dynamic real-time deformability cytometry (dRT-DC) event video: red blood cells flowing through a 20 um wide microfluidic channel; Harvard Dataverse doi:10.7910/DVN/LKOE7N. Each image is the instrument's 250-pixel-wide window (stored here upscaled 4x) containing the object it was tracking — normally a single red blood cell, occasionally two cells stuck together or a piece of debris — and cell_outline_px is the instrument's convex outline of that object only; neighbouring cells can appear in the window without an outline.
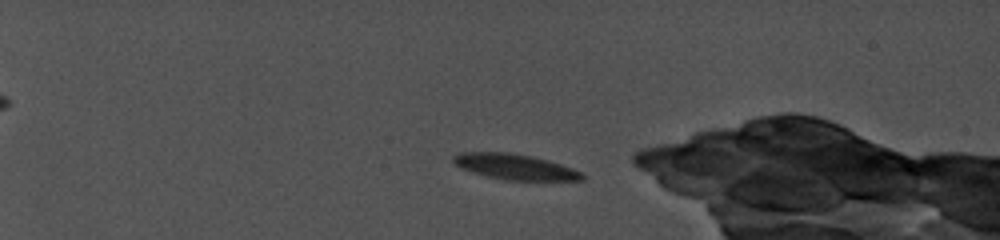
{"species": "common noctule bat (a hibernating species)", "species_latin": "Nyctalus noctula", "temperature_condition": "cold", "stored_images_in_passage": 43, "camera_frame_rate_fps": 5000, "um_per_image_px": 0.085, "animal": {"sex": "female", "body_mass_g": 19.0, "forearm_length_mm": 56.7}, "frame": {"image": 1, "passage_image": 12, "time_ms": 3.6, "image_size_px": [1000, 240], "cell_outline_px": [[584, 180], [504, 180], [472, 172], [460, 168], [452, 160], [452, 156], [460, 152], [512, 152], [532, 156], [548, 160], [572, 168], [580, 172], [584, 176]], "centroid_in_image_um": [43.74, 14.16], "position_along_channel_um": 41.3, "area_um2": 19.13}}
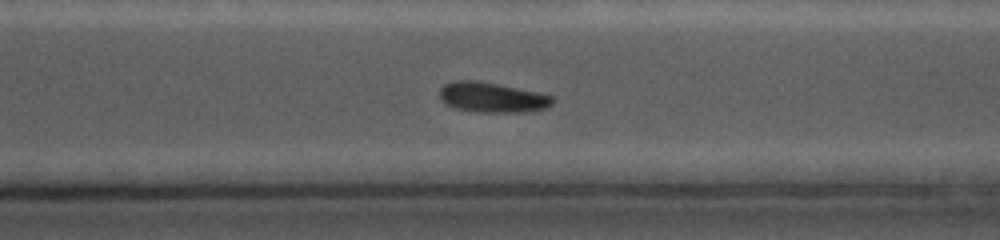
{"frame": {"image": 2, "passage_image": 39, "time_ms": 14.0, "image_size_px": [1000, 240], "cell_outline_px": [[552, 104], [544, 108], [524, 112], [476, 112], [456, 108], [444, 104], [440, 100], [440, 88], [444, 84], [456, 80], [472, 80], [496, 84], [536, 92], [552, 96]], "centroid_in_image_um": [41.76, 8.28], "position_along_channel_um": 328.8, "area_um2": 19.54}}
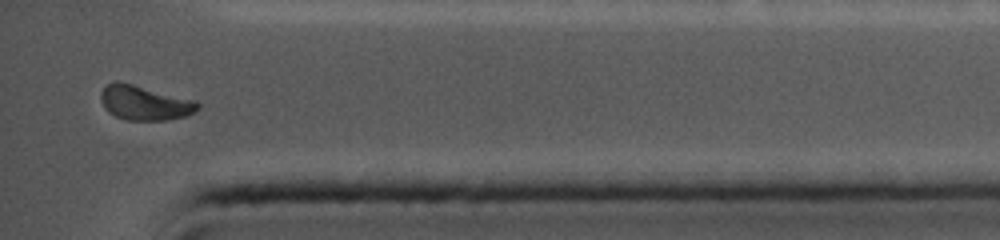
{"frame": {"image": 3, "passage_image": 43, "time_ms": 16.4, "image_size_px": [1000, 240], "cell_outline_px": [[200, 108], [196, 112], [188, 116], [164, 120], [124, 120], [108, 112], [104, 108], [100, 96], [104, 88], [108, 84], [132, 84], [196, 100], [200, 104]], "centroid_in_image_um": [12.37, 8.78], "position_along_channel_um": 422.8, "area_um2": 19.25}, "authors_computed_cell_mechanics": {"area_um2": 19.9988, "velocity_mm_per_s": 3.8805, "shape_relaxation_time_tau1_ms": 3.3738, "shape_relaxation_time_tau2_ms": null, "deformation_change_tau1": 0.077, "deformation_change_tau2": null}}